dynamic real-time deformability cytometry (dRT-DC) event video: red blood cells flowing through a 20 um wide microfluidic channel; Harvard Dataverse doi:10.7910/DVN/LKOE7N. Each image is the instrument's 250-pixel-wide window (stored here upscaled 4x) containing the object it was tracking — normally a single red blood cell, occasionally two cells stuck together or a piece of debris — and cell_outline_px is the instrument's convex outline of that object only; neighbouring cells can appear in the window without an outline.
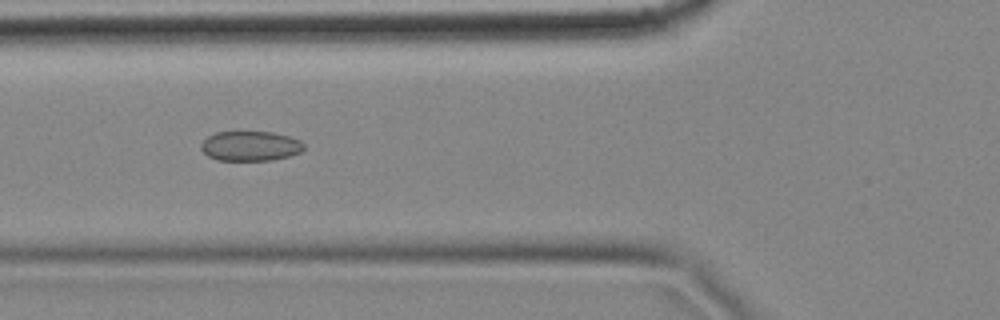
{"species": "common noctule bat (a hibernating species)", "species_latin": "Nyctalus noctula", "temperature_condition": "cold", "stored_images_in_passage": 10, "camera_frame_rate_fps": 3000, "um_per_image_px": 0.085, "animal": {"sex": "female", "body_mass_g": 18.4}, "frame": {"image": 1, "passage_image": 6, "time_ms": 1.667, "image_size_px": [1000, 320], "cell_outline_px": [[304, 148], [300, 152], [288, 156], [272, 160], [216, 160], [208, 156], [200, 148], [200, 144], [208, 136], [216, 132], [272, 132], [288, 136], [300, 140], [304, 144]], "centroid_in_image_um": [21.26, 12.41], "position_along_channel_um": 104.5, "area_um2": 17.8}}
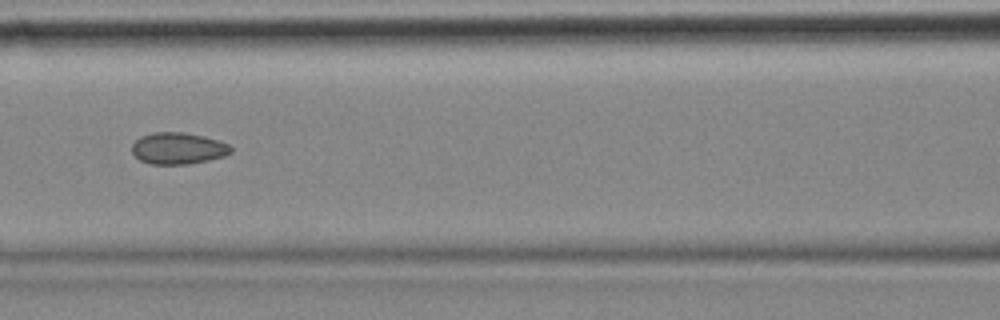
{"frame": {"image": 2, "passage_image": 7, "time_ms": 2.0, "image_size_px": [1000, 320], "cell_outline_px": [[232, 152], [224, 156], [208, 160], [188, 164], [152, 164], [140, 160], [132, 152], [132, 144], [140, 136], [152, 132], [184, 132], [204, 136], [220, 140], [228, 144], [232, 148]], "centroid_in_image_um": [15.15, 12.6], "position_along_channel_um": 151.5, "area_um2": 18.32}}
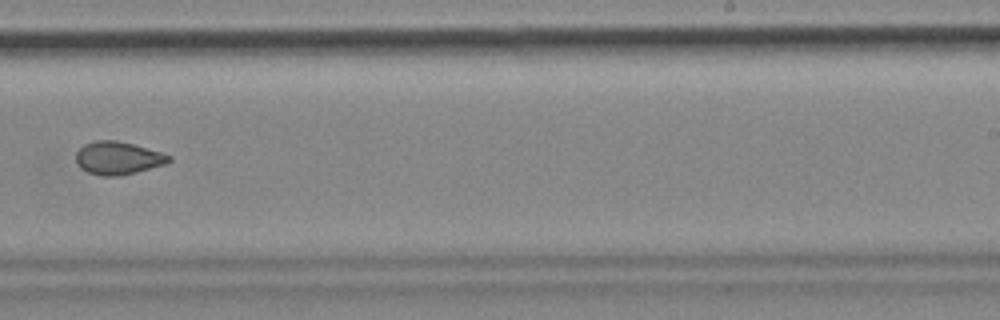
{"frame": {"image": 3, "passage_image": 10, "time_ms": 3.0, "image_size_px": [1000, 320], "cell_outline_px": [[172, 160], [164, 164], [136, 172], [120, 176], [100, 176], [88, 172], [80, 168], [76, 164], [76, 152], [84, 144], [96, 140], [116, 140], [132, 144], [160, 152], [172, 156]], "centroid_in_image_um": [9.99, 13.44], "position_along_channel_um": 279.0, "area_um2": 17.8}}